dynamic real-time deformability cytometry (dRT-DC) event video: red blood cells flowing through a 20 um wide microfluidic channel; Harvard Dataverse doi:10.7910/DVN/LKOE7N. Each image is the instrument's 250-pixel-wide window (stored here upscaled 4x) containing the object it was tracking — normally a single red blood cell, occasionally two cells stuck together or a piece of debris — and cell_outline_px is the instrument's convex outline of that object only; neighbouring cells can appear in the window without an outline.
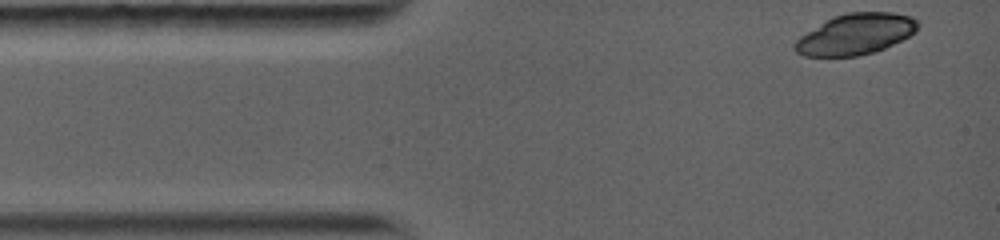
{"species": "common noctule bat (a hibernating species)", "species_latin": "Nyctalus noctula", "temperature_condition": "warm", "stored_images_in_passage": 4, "camera_frame_rate_fps": 5000, "um_per_image_px": 0.085, "animal": {"sex": "female", "body_mass_g": 19.0, "forearm_length_mm": 56.7}, "frame": {"image": 1, "passage_image": 1, "time_ms": 0.0, "image_size_px": [1000, 240], "cell_outline_px": [[920, 24], [916, 32], [884, 48], [872, 52], [856, 56], [804, 56], [796, 52], [792, 48], [792, 44], [800, 36], [832, 16], [848, 12], [892, 12], [912, 16]], "centroid_in_image_um": [72.71, 2.89], "position_along_channel_um": 12.3, "area_um2": 29.3}}